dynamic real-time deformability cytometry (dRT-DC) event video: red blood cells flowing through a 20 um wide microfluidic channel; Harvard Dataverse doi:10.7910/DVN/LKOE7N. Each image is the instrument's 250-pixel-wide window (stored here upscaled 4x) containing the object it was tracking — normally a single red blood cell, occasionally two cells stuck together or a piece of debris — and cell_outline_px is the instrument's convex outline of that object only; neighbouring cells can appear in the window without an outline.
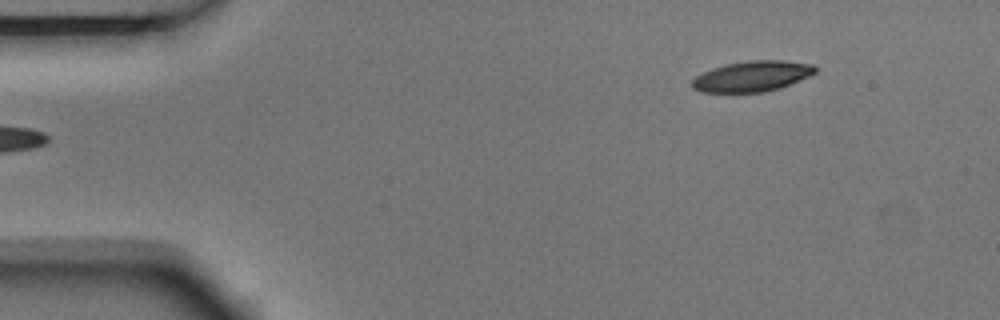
{"species": "Egyptian fruit bat (a non-hibernating species)", "species_latin": "Rousettus aegyptiacus", "temperature_condition": "room temperature", "stored_images_in_passage": 5, "camera_frame_rate_fps": 3000, "um_per_image_px": 0.085, "animal": {"sex": "male"}, "frame": {"image": 1, "passage_image": 5, "time_ms": 1.333, "image_size_px": [1000, 320], "cell_outline_px": [[816, 72], [812, 76], [780, 88], [764, 92], [700, 92], [692, 88], [692, 80], [696, 76], [712, 68], [724, 64], [748, 60], [784, 60], [816, 64]], "centroid_in_image_um": [63.98, 6.47], "position_along_channel_um": 21.0, "area_um2": 22.25}}